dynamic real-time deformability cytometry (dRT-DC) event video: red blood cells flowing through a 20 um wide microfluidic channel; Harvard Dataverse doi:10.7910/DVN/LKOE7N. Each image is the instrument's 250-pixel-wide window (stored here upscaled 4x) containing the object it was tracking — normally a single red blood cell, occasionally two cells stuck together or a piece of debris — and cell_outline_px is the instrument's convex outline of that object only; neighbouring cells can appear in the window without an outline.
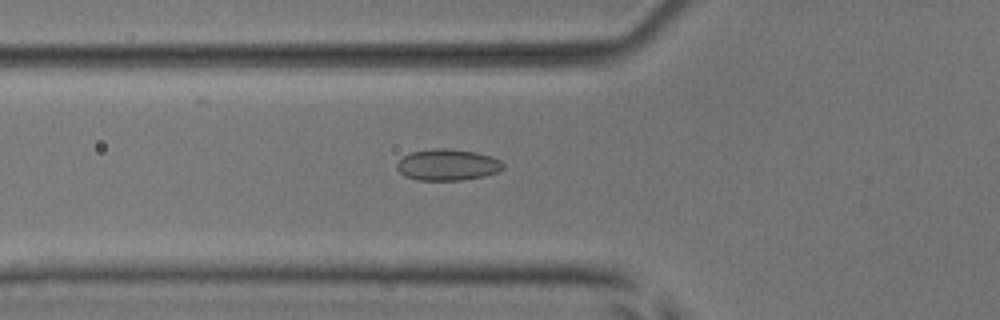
{"species": "common noctule bat (a hibernating species)", "species_latin": "Nyctalus noctula", "temperature_condition": "room temperature", "stored_images_in_passage": 43, "camera_frame_rate_fps": 3000, "um_per_image_px": 0.085, "animal": {"sex": "male", "body_mass_g": 17.9, "forearm_length_mm": 54.2}, "frame": {"image": 1, "passage_image": 10, "time_ms": 3.0, "image_size_px": [1000, 320], "cell_outline_px": [[504, 168], [496, 172], [484, 176], [460, 180], [416, 180], [404, 176], [396, 168], [396, 164], [404, 156], [412, 152], [432, 148], [448, 148], [476, 152], [492, 156], [500, 160], [504, 164]], "centroid_in_image_um": [38.04, 14.0], "position_along_channel_um": 87.8, "area_um2": 19.48}}
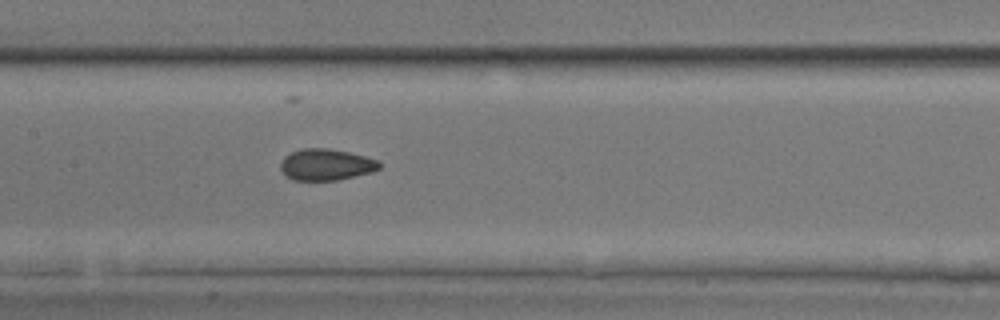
{"frame": {"image": 2, "passage_image": 17, "time_ms": 5.333, "image_size_px": [1000, 320], "cell_outline_px": [[380, 168], [372, 172], [336, 180], [292, 180], [280, 168], [280, 164], [284, 156], [292, 152], [304, 148], [328, 148], [348, 152], [364, 156], [376, 160], [380, 164]], "centroid_in_image_um": [27.7, 13.99], "position_along_channel_um": 179.7, "area_um2": 17.86}}
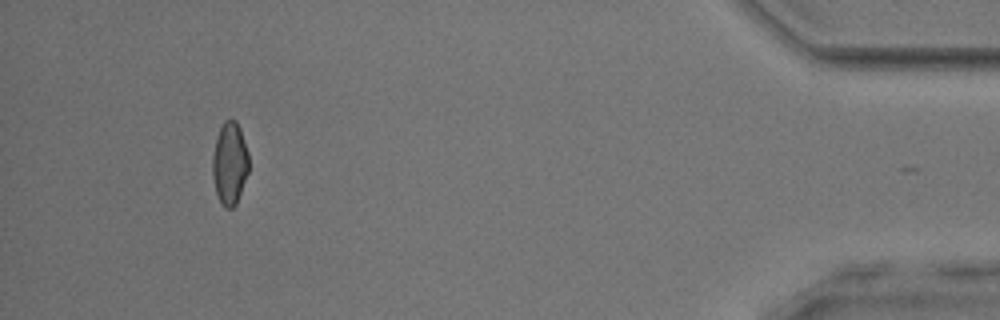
{"frame": {"image": 3, "passage_image": 40, "time_ms": 13.0, "image_size_px": [1000, 320], "cell_outline_px": [[248, 172], [236, 204], [232, 208], [224, 208], [216, 192], [212, 176], [212, 156], [216, 136], [224, 120], [236, 120], [240, 128], [248, 152]], "centroid_in_image_um": [19.51, 13.87], "position_along_channel_um": 415.7, "area_um2": 17.46}, "authors_computed_cell_mechanics": {"area_um2": 18.0336, "velocity_mm_per_s": 3.9284, "shape_relaxation_time_tau1_ms": null, "shape_relaxation_time_tau2_ms": 1.6565, "deformation_change_tau1": null, "deformation_change_tau2": 0.0763}}